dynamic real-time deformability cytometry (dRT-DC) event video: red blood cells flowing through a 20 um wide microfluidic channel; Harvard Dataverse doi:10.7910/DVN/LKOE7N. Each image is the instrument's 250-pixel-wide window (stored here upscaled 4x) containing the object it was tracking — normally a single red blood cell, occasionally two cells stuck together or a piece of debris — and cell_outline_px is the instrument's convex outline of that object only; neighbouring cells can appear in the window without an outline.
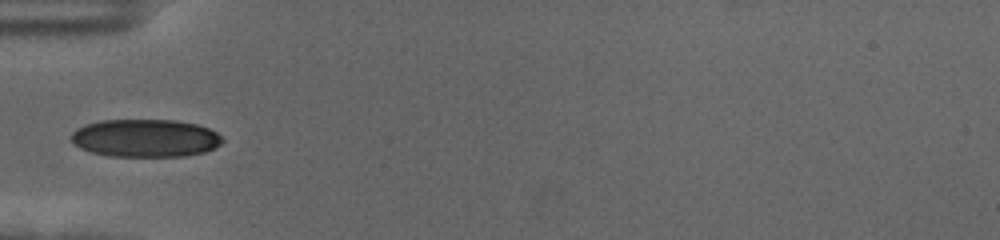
{"species": "human", "species_latin": "Homo sapiens", "temperature_condition": "cold", "stored_images_in_passage": 8, "camera_frame_rate_fps": 3000, "um_per_image_px": 0.085, "donor": {"sex": "female"}, "frame": {"image": 1, "passage_image": 1, "time_ms": 0.0, "image_size_px": [1000, 240], "cell_outline_px": [[224, 140], [220, 144], [204, 152], [184, 156], [112, 156], [92, 152], [80, 148], [72, 140], [72, 132], [76, 128], [84, 124], [100, 120], [176, 120], [196, 124], [208, 128], [216, 132]], "centroid_in_image_um": [12.34, 11.73], "position_along_channel_um": 72.7, "area_um2": 33.23}}
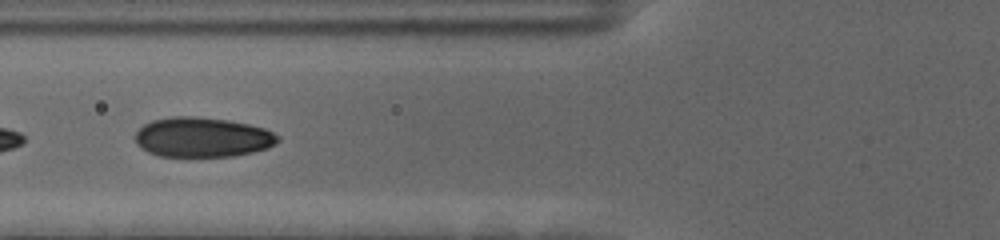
{"frame": {"image": 2, "passage_image": 4, "time_ms": 1.0, "image_size_px": [1000, 240], "cell_outline_px": [[280, 140], [276, 144], [268, 148], [252, 152], [232, 156], [160, 156], [148, 152], [140, 148], [136, 144], [136, 132], [144, 124], [152, 120], [172, 116], [196, 116], [228, 120], [248, 124], [264, 128], [280, 136]], "centroid_in_image_um": [17.21, 11.66], "position_along_channel_um": 108.6, "area_um2": 33.18}}